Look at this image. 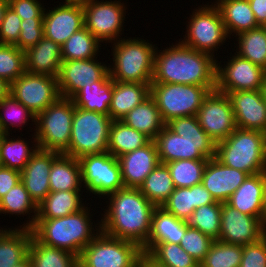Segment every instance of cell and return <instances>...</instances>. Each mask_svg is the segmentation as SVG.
<instances>
[{
	"mask_svg": "<svg viewBox=\"0 0 266 267\" xmlns=\"http://www.w3.org/2000/svg\"><path fill=\"white\" fill-rule=\"evenodd\" d=\"M106 198H108L106 200ZM101 216V231L128 240L141 248L147 243L156 206L138 188L124 187L109 194Z\"/></svg>",
	"mask_w": 266,
	"mask_h": 267,
	"instance_id": "1",
	"label": "cell"
},
{
	"mask_svg": "<svg viewBox=\"0 0 266 267\" xmlns=\"http://www.w3.org/2000/svg\"><path fill=\"white\" fill-rule=\"evenodd\" d=\"M158 49L157 46L151 83L198 85L210 91L216 89L217 56L189 48L177 40L164 50Z\"/></svg>",
	"mask_w": 266,
	"mask_h": 267,
	"instance_id": "2",
	"label": "cell"
},
{
	"mask_svg": "<svg viewBox=\"0 0 266 267\" xmlns=\"http://www.w3.org/2000/svg\"><path fill=\"white\" fill-rule=\"evenodd\" d=\"M154 142L162 164L215 157L216 143L199 125L196 115L171 119Z\"/></svg>",
	"mask_w": 266,
	"mask_h": 267,
	"instance_id": "3",
	"label": "cell"
},
{
	"mask_svg": "<svg viewBox=\"0 0 266 267\" xmlns=\"http://www.w3.org/2000/svg\"><path fill=\"white\" fill-rule=\"evenodd\" d=\"M88 204L77 213L53 219H36L31 229L42 244L80 256L82 250L101 232V221L92 219ZM94 225H93V222Z\"/></svg>",
	"mask_w": 266,
	"mask_h": 267,
	"instance_id": "4",
	"label": "cell"
},
{
	"mask_svg": "<svg viewBox=\"0 0 266 267\" xmlns=\"http://www.w3.org/2000/svg\"><path fill=\"white\" fill-rule=\"evenodd\" d=\"M126 38L121 37L112 43L110 78L121 82L151 83L157 44L139 37Z\"/></svg>",
	"mask_w": 266,
	"mask_h": 267,
	"instance_id": "5",
	"label": "cell"
},
{
	"mask_svg": "<svg viewBox=\"0 0 266 267\" xmlns=\"http://www.w3.org/2000/svg\"><path fill=\"white\" fill-rule=\"evenodd\" d=\"M215 158L248 175L261 173L266 169V133L236 128L216 143Z\"/></svg>",
	"mask_w": 266,
	"mask_h": 267,
	"instance_id": "6",
	"label": "cell"
},
{
	"mask_svg": "<svg viewBox=\"0 0 266 267\" xmlns=\"http://www.w3.org/2000/svg\"><path fill=\"white\" fill-rule=\"evenodd\" d=\"M74 103L60 97L36 115L34 134L38 149L65 154L68 151Z\"/></svg>",
	"mask_w": 266,
	"mask_h": 267,
	"instance_id": "7",
	"label": "cell"
},
{
	"mask_svg": "<svg viewBox=\"0 0 266 267\" xmlns=\"http://www.w3.org/2000/svg\"><path fill=\"white\" fill-rule=\"evenodd\" d=\"M112 119L95 111H86L74 104L71 137L65 155L79 159L108 150L109 128Z\"/></svg>",
	"mask_w": 266,
	"mask_h": 267,
	"instance_id": "8",
	"label": "cell"
},
{
	"mask_svg": "<svg viewBox=\"0 0 266 267\" xmlns=\"http://www.w3.org/2000/svg\"><path fill=\"white\" fill-rule=\"evenodd\" d=\"M142 248L101 231L78 257L80 267H140Z\"/></svg>",
	"mask_w": 266,
	"mask_h": 267,
	"instance_id": "9",
	"label": "cell"
},
{
	"mask_svg": "<svg viewBox=\"0 0 266 267\" xmlns=\"http://www.w3.org/2000/svg\"><path fill=\"white\" fill-rule=\"evenodd\" d=\"M209 3L193 9L192 15L190 14L188 18L189 21H186L188 24L183 35L184 39L181 38L179 41L189 48L215 57L218 55L216 51L224 45L229 36L218 8L214 3Z\"/></svg>",
	"mask_w": 266,
	"mask_h": 267,
	"instance_id": "10",
	"label": "cell"
},
{
	"mask_svg": "<svg viewBox=\"0 0 266 267\" xmlns=\"http://www.w3.org/2000/svg\"><path fill=\"white\" fill-rule=\"evenodd\" d=\"M209 92L207 87L198 85L150 84V96L155 100L165 123L173 118L197 115Z\"/></svg>",
	"mask_w": 266,
	"mask_h": 267,
	"instance_id": "11",
	"label": "cell"
},
{
	"mask_svg": "<svg viewBox=\"0 0 266 267\" xmlns=\"http://www.w3.org/2000/svg\"><path fill=\"white\" fill-rule=\"evenodd\" d=\"M121 1L94 0L83 4L84 27L103 45H112L124 33L123 26L128 12L125 5L127 2Z\"/></svg>",
	"mask_w": 266,
	"mask_h": 267,
	"instance_id": "12",
	"label": "cell"
},
{
	"mask_svg": "<svg viewBox=\"0 0 266 267\" xmlns=\"http://www.w3.org/2000/svg\"><path fill=\"white\" fill-rule=\"evenodd\" d=\"M82 183L86 193L101 199L124 188L118 159L109 152L80 157Z\"/></svg>",
	"mask_w": 266,
	"mask_h": 267,
	"instance_id": "13",
	"label": "cell"
},
{
	"mask_svg": "<svg viewBox=\"0 0 266 267\" xmlns=\"http://www.w3.org/2000/svg\"><path fill=\"white\" fill-rule=\"evenodd\" d=\"M229 54L224 65L216 60V90L222 93L261 90L266 70L235 52Z\"/></svg>",
	"mask_w": 266,
	"mask_h": 267,
	"instance_id": "14",
	"label": "cell"
},
{
	"mask_svg": "<svg viewBox=\"0 0 266 267\" xmlns=\"http://www.w3.org/2000/svg\"><path fill=\"white\" fill-rule=\"evenodd\" d=\"M9 93L35 115L61 97L57 77L26 71L10 84Z\"/></svg>",
	"mask_w": 266,
	"mask_h": 267,
	"instance_id": "15",
	"label": "cell"
},
{
	"mask_svg": "<svg viewBox=\"0 0 266 267\" xmlns=\"http://www.w3.org/2000/svg\"><path fill=\"white\" fill-rule=\"evenodd\" d=\"M196 116L199 125L215 143L225 140L237 128L230 100L216 89L205 97Z\"/></svg>",
	"mask_w": 266,
	"mask_h": 267,
	"instance_id": "16",
	"label": "cell"
},
{
	"mask_svg": "<svg viewBox=\"0 0 266 267\" xmlns=\"http://www.w3.org/2000/svg\"><path fill=\"white\" fill-rule=\"evenodd\" d=\"M97 58L62 62L57 76L61 97L71 99L84 86L110 78L109 63L99 62Z\"/></svg>",
	"mask_w": 266,
	"mask_h": 267,
	"instance_id": "17",
	"label": "cell"
},
{
	"mask_svg": "<svg viewBox=\"0 0 266 267\" xmlns=\"http://www.w3.org/2000/svg\"><path fill=\"white\" fill-rule=\"evenodd\" d=\"M219 241L245 246L258 242L266 235V225L258 218L239 212L221 203Z\"/></svg>",
	"mask_w": 266,
	"mask_h": 267,
	"instance_id": "18",
	"label": "cell"
},
{
	"mask_svg": "<svg viewBox=\"0 0 266 267\" xmlns=\"http://www.w3.org/2000/svg\"><path fill=\"white\" fill-rule=\"evenodd\" d=\"M47 10V11H46ZM84 27L83 5L59 2L43 16L44 37L62 45Z\"/></svg>",
	"mask_w": 266,
	"mask_h": 267,
	"instance_id": "19",
	"label": "cell"
},
{
	"mask_svg": "<svg viewBox=\"0 0 266 267\" xmlns=\"http://www.w3.org/2000/svg\"><path fill=\"white\" fill-rule=\"evenodd\" d=\"M234 112L236 127L266 133V103L261 90L225 93Z\"/></svg>",
	"mask_w": 266,
	"mask_h": 267,
	"instance_id": "20",
	"label": "cell"
},
{
	"mask_svg": "<svg viewBox=\"0 0 266 267\" xmlns=\"http://www.w3.org/2000/svg\"><path fill=\"white\" fill-rule=\"evenodd\" d=\"M60 154L37 149L21 171V181L38 206L50 192L49 174L53 161Z\"/></svg>",
	"mask_w": 266,
	"mask_h": 267,
	"instance_id": "21",
	"label": "cell"
},
{
	"mask_svg": "<svg viewBox=\"0 0 266 267\" xmlns=\"http://www.w3.org/2000/svg\"><path fill=\"white\" fill-rule=\"evenodd\" d=\"M124 187L139 188L160 163L154 140L117 158Z\"/></svg>",
	"mask_w": 266,
	"mask_h": 267,
	"instance_id": "22",
	"label": "cell"
},
{
	"mask_svg": "<svg viewBox=\"0 0 266 267\" xmlns=\"http://www.w3.org/2000/svg\"><path fill=\"white\" fill-rule=\"evenodd\" d=\"M247 177V173L225 166L214 157L207 162L202 184L215 201L224 203Z\"/></svg>",
	"mask_w": 266,
	"mask_h": 267,
	"instance_id": "23",
	"label": "cell"
},
{
	"mask_svg": "<svg viewBox=\"0 0 266 267\" xmlns=\"http://www.w3.org/2000/svg\"><path fill=\"white\" fill-rule=\"evenodd\" d=\"M264 185L262 172L248 175L226 203L239 212L258 217L264 223Z\"/></svg>",
	"mask_w": 266,
	"mask_h": 267,
	"instance_id": "24",
	"label": "cell"
},
{
	"mask_svg": "<svg viewBox=\"0 0 266 267\" xmlns=\"http://www.w3.org/2000/svg\"><path fill=\"white\" fill-rule=\"evenodd\" d=\"M62 47L43 37L25 51L26 72L57 77L62 64Z\"/></svg>",
	"mask_w": 266,
	"mask_h": 267,
	"instance_id": "25",
	"label": "cell"
},
{
	"mask_svg": "<svg viewBox=\"0 0 266 267\" xmlns=\"http://www.w3.org/2000/svg\"><path fill=\"white\" fill-rule=\"evenodd\" d=\"M214 202L210 192L200 183L190 188H175L162 207L176 218L187 221L196 208Z\"/></svg>",
	"mask_w": 266,
	"mask_h": 267,
	"instance_id": "26",
	"label": "cell"
},
{
	"mask_svg": "<svg viewBox=\"0 0 266 267\" xmlns=\"http://www.w3.org/2000/svg\"><path fill=\"white\" fill-rule=\"evenodd\" d=\"M186 232V221L176 218L163 207H156L152 214L151 230L147 243L142 247L144 256L157 243L180 244Z\"/></svg>",
	"mask_w": 266,
	"mask_h": 267,
	"instance_id": "27",
	"label": "cell"
},
{
	"mask_svg": "<svg viewBox=\"0 0 266 267\" xmlns=\"http://www.w3.org/2000/svg\"><path fill=\"white\" fill-rule=\"evenodd\" d=\"M151 83L114 81L109 116L112 120H121L137 105L150 96Z\"/></svg>",
	"mask_w": 266,
	"mask_h": 267,
	"instance_id": "28",
	"label": "cell"
},
{
	"mask_svg": "<svg viewBox=\"0 0 266 267\" xmlns=\"http://www.w3.org/2000/svg\"><path fill=\"white\" fill-rule=\"evenodd\" d=\"M229 39L242 32L258 28L248 0H215Z\"/></svg>",
	"mask_w": 266,
	"mask_h": 267,
	"instance_id": "29",
	"label": "cell"
},
{
	"mask_svg": "<svg viewBox=\"0 0 266 267\" xmlns=\"http://www.w3.org/2000/svg\"><path fill=\"white\" fill-rule=\"evenodd\" d=\"M11 227L0 234V267H14L28 257L32 230Z\"/></svg>",
	"mask_w": 266,
	"mask_h": 267,
	"instance_id": "30",
	"label": "cell"
},
{
	"mask_svg": "<svg viewBox=\"0 0 266 267\" xmlns=\"http://www.w3.org/2000/svg\"><path fill=\"white\" fill-rule=\"evenodd\" d=\"M121 121L143 133L150 140H154L166 126L156 102L151 96L133 108Z\"/></svg>",
	"mask_w": 266,
	"mask_h": 267,
	"instance_id": "31",
	"label": "cell"
},
{
	"mask_svg": "<svg viewBox=\"0 0 266 267\" xmlns=\"http://www.w3.org/2000/svg\"><path fill=\"white\" fill-rule=\"evenodd\" d=\"M49 185L50 192L84 191L79 160L60 154L51 166Z\"/></svg>",
	"mask_w": 266,
	"mask_h": 267,
	"instance_id": "32",
	"label": "cell"
},
{
	"mask_svg": "<svg viewBox=\"0 0 266 267\" xmlns=\"http://www.w3.org/2000/svg\"><path fill=\"white\" fill-rule=\"evenodd\" d=\"M83 192L86 191L49 192L37 206L36 219L60 218L79 212L87 205L81 197Z\"/></svg>",
	"mask_w": 266,
	"mask_h": 267,
	"instance_id": "33",
	"label": "cell"
},
{
	"mask_svg": "<svg viewBox=\"0 0 266 267\" xmlns=\"http://www.w3.org/2000/svg\"><path fill=\"white\" fill-rule=\"evenodd\" d=\"M1 214H5L4 216L6 214L17 215L19 218L21 215L23 218L28 215L27 218L29 220L27 219L26 223L24 221L22 225L15 226V228L32 229L34 227L37 218V205L31 199L22 181L17 183L0 199Z\"/></svg>",
	"mask_w": 266,
	"mask_h": 267,
	"instance_id": "34",
	"label": "cell"
},
{
	"mask_svg": "<svg viewBox=\"0 0 266 267\" xmlns=\"http://www.w3.org/2000/svg\"><path fill=\"white\" fill-rule=\"evenodd\" d=\"M33 134L31 135V140H33L31 142L20 137V135L17 136L18 138H12L10 134H4L0 140L1 166L21 172L38 149L36 136Z\"/></svg>",
	"mask_w": 266,
	"mask_h": 267,
	"instance_id": "35",
	"label": "cell"
},
{
	"mask_svg": "<svg viewBox=\"0 0 266 267\" xmlns=\"http://www.w3.org/2000/svg\"><path fill=\"white\" fill-rule=\"evenodd\" d=\"M114 80L96 81L80 89L71 100L76 107L86 111H95L109 116Z\"/></svg>",
	"mask_w": 266,
	"mask_h": 267,
	"instance_id": "36",
	"label": "cell"
},
{
	"mask_svg": "<svg viewBox=\"0 0 266 267\" xmlns=\"http://www.w3.org/2000/svg\"><path fill=\"white\" fill-rule=\"evenodd\" d=\"M150 139L121 120H113L109 128L108 150L116 158L146 145Z\"/></svg>",
	"mask_w": 266,
	"mask_h": 267,
	"instance_id": "37",
	"label": "cell"
},
{
	"mask_svg": "<svg viewBox=\"0 0 266 267\" xmlns=\"http://www.w3.org/2000/svg\"><path fill=\"white\" fill-rule=\"evenodd\" d=\"M32 267H76L78 256L73 253L39 242L32 236L28 251Z\"/></svg>",
	"mask_w": 266,
	"mask_h": 267,
	"instance_id": "38",
	"label": "cell"
},
{
	"mask_svg": "<svg viewBox=\"0 0 266 267\" xmlns=\"http://www.w3.org/2000/svg\"><path fill=\"white\" fill-rule=\"evenodd\" d=\"M138 189L152 204L156 207H162L175 190L167 165L159 163Z\"/></svg>",
	"mask_w": 266,
	"mask_h": 267,
	"instance_id": "39",
	"label": "cell"
},
{
	"mask_svg": "<svg viewBox=\"0 0 266 267\" xmlns=\"http://www.w3.org/2000/svg\"><path fill=\"white\" fill-rule=\"evenodd\" d=\"M235 37V53L266 70V27L259 26Z\"/></svg>",
	"mask_w": 266,
	"mask_h": 267,
	"instance_id": "40",
	"label": "cell"
},
{
	"mask_svg": "<svg viewBox=\"0 0 266 267\" xmlns=\"http://www.w3.org/2000/svg\"><path fill=\"white\" fill-rule=\"evenodd\" d=\"M35 120L36 115L10 93L0 102V128L4 134L12 135L13 128H15L14 132L17 129L21 130L28 126L29 121L32 122L30 125L33 126L35 125Z\"/></svg>",
	"mask_w": 266,
	"mask_h": 267,
	"instance_id": "41",
	"label": "cell"
},
{
	"mask_svg": "<svg viewBox=\"0 0 266 267\" xmlns=\"http://www.w3.org/2000/svg\"><path fill=\"white\" fill-rule=\"evenodd\" d=\"M102 46L103 45L85 27H83L75 32L62 45V61L96 58L101 55L100 47Z\"/></svg>",
	"mask_w": 266,
	"mask_h": 267,
	"instance_id": "42",
	"label": "cell"
},
{
	"mask_svg": "<svg viewBox=\"0 0 266 267\" xmlns=\"http://www.w3.org/2000/svg\"><path fill=\"white\" fill-rule=\"evenodd\" d=\"M145 257L157 267H199L179 244L157 243Z\"/></svg>",
	"mask_w": 266,
	"mask_h": 267,
	"instance_id": "43",
	"label": "cell"
},
{
	"mask_svg": "<svg viewBox=\"0 0 266 267\" xmlns=\"http://www.w3.org/2000/svg\"><path fill=\"white\" fill-rule=\"evenodd\" d=\"M209 159L175 160L166 163L175 188L192 187L202 183L203 173Z\"/></svg>",
	"mask_w": 266,
	"mask_h": 267,
	"instance_id": "44",
	"label": "cell"
},
{
	"mask_svg": "<svg viewBox=\"0 0 266 267\" xmlns=\"http://www.w3.org/2000/svg\"><path fill=\"white\" fill-rule=\"evenodd\" d=\"M221 221V202L203 205L194 210L187 220L188 226L198 229L213 240L219 239Z\"/></svg>",
	"mask_w": 266,
	"mask_h": 267,
	"instance_id": "45",
	"label": "cell"
},
{
	"mask_svg": "<svg viewBox=\"0 0 266 267\" xmlns=\"http://www.w3.org/2000/svg\"><path fill=\"white\" fill-rule=\"evenodd\" d=\"M243 246L214 240L199 267H240Z\"/></svg>",
	"mask_w": 266,
	"mask_h": 267,
	"instance_id": "46",
	"label": "cell"
},
{
	"mask_svg": "<svg viewBox=\"0 0 266 267\" xmlns=\"http://www.w3.org/2000/svg\"><path fill=\"white\" fill-rule=\"evenodd\" d=\"M25 71V51L15 45L0 44V78L11 84Z\"/></svg>",
	"mask_w": 266,
	"mask_h": 267,
	"instance_id": "47",
	"label": "cell"
},
{
	"mask_svg": "<svg viewBox=\"0 0 266 267\" xmlns=\"http://www.w3.org/2000/svg\"><path fill=\"white\" fill-rule=\"evenodd\" d=\"M214 240L200 232L198 229L188 226L186 221V232L180 241V246L200 264L209 252Z\"/></svg>",
	"mask_w": 266,
	"mask_h": 267,
	"instance_id": "48",
	"label": "cell"
},
{
	"mask_svg": "<svg viewBox=\"0 0 266 267\" xmlns=\"http://www.w3.org/2000/svg\"><path fill=\"white\" fill-rule=\"evenodd\" d=\"M44 37L43 19L22 20L18 43L15 45L22 51L35 46Z\"/></svg>",
	"mask_w": 266,
	"mask_h": 267,
	"instance_id": "49",
	"label": "cell"
},
{
	"mask_svg": "<svg viewBox=\"0 0 266 267\" xmlns=\"http://www.w3.org/2000/svg\"><path fill=\"white\" fill-rule=\"evenodd\" d=\"M21 18L8 6L0 25V44L16 45L21 31Z\"/></svg>",
	"mask_w": 266,
	"mask_h": 267,
	"instance_id": "50",
	"label": "cell"
},
{
	"mask_svg": "<svg viewBox=\"0 0 266 267\" xmlns=\"http://www.w3.org/2000/svg\"><path fill=\"white\" fill-rule=\"evenodd\" d=\"M240 267H266V235L258 242L243 246Z\"/></svg>",
	"mask_w": 266,
	"mask_h": 267,
	"instance_id": "51",
	"label": "cell"
},
{
	"mask_svg": "<svg viewBox=\"0 0 266 267\" xmlns=\"http://www.w3.org/2000/svg\"><path fill=\"white\" fill-rule=\"evenodd\" d=\"M9 7L21 18L43 19L45 6L39 0H8Z\"/></svg>",
	"mask_w": 266,
	"mask_h": 267,
	"instance_id": "52",
	"label": "cell"
},
{
	"mask_svg": "<svg viewBox=\"0 0 266 267\" xmlns=\"http://www.w3.org/2000/svg\"><path fill=\"white\" fill-rule=\"evenodd\" d=\"M20 181V171L0 166V199Z\"/></svg>",
	"mask_w": 266,
	"mask_h": 267,
	"instance_id": "53",
	"label": "cell"
},
{
	"mask_svg": "<svg viewBox=\"0 0 266 267\" xmlns=\"http://www.w3.org/2000/svg\"><path fill=\"white\" fill-rule=\"evenodd\" d=\"M258 26L266 27V0H248Z\"/></svg>",
	"mask_w": 266,
	"mask_h": 267,
	"instance_id": "54",
	"label": "cell"
},
{
	"mask_svg": "<svg viewBox=\"0 0 266 267\" xmlns=\"http://www.w3.org/2000/svg\"><path fill=\"white\" fill-rule=\"evenodd\" d=\"M10 84L0 78V102L9 94Z\"/></svg>",
	"mask_w": 266,
	"mask_h": 267,
	"instance_id": "55",
	"label": "cell"
},
{
	"mask_svg": "<svg viewBox=\"0 0 266 267\" xmlns=\"http://www.w3.org/2000/svg\"><path fill=\"white\" fill-rule=\"evenodd\" d=\"M263 185H264V224L266 225V169L262 172Z\"/></svg>",
	"mask_w": 266,
	"mask_h": 267,
	"instance_id": "56",
	"label": "cell"
},
{
	"mask_svg": "<svg viewBox=\"0 0 266 267\" xmlns=\"http://www.w3.org/2000/svg\"><path fill=\"white\" fill-rule=\"evenodd\" d=\"M9 6L8 0H0V25L2 23L6 9Z\"/></svg>",
	"mask_w": 266,
	"mask_h": 267,
	"instance_id": "57",
	"label": "cell"
},
{
	"mask_svg": "<svg viewBox=\"0 0 266 267\" xmlns=\"http://www.w3.org/2000/svg\"><path fill=\"white\" fill-rule=\"evenodd\" d=\"M140 267H157L154 264H152L145 256L142 258Z\"/></svg>",
	"mask_w": 266,
	"mask_h": 267,
	"instance_id": "58",
	"label": "cell"
},
{
	"mask_svg": "<svg viewBox=\"0 0 266 267\" xmlns=\"http://www.w3.org/2000/svg\"><path fill=\"white\" fill-rule=\"evenodd\" d=\"M94 0H64L65 3H73V4H85V3H88V2H92Z\"/></svg>",
	"mask_w": 266,
	"mask_h": 267,
	"instance_id": "59",
	"label": "cell"
},
{
	"mask_svg": "<svg viewBox=\"0 0 266 267\" xmlns=\"http://www.w3.org/2000/svg\"><path fill=\"white\" fill-rule=\"evenodd\" d=\"M14 267H32V265L29 258L27 257L23 262L19 263L18 265H15Z\"/></svg>",
	"mask_w": 266,
	"mask_h": 267,
	"instance_id": "60",
	"label": "cell"
},
{
	"mask_svg": "<svg viewBox=\"0 0 266 267\" xmlns=\"http://www.w3.org/2000/svg\"><path fill=\"white\" fill-rule=\"evenodd\" d=\"M261 93H262L264 102L266 103V75H265V77L263 79V85L261 87Z\"/></svg>",
	"mask_w": 266,
	"mask_h": 267,
	"instance_id": "61",
	"label": "cell"
},
{
	"mask_svg": "<svg viewBox=\"0 0 266 267\" xmlns=\"http://www.w3.org/2000/svg\"><path fill=\"white\" fill-rule=\"evenodd\" d=\"M7 226H4L3 228L0 226V234L6 229Z\"/></svg>",
	"mask_w": 266,
	"mask_h": 267,
	"instance_id": "62",
	"label": "cell"
},
{
	"mask_svg": "<svg viewBox=\"0 0 266 267\" xmlns=\"http://www.w3.org/2000/svg\"><path fill=\"white\" fill-rule=\"evenodd\" d=\"M4 135L3 131L1 130L0 128V140H1V137Z\"/></svg>",
	"mask_w": 266,
	"mask_h": 267,
	"instance_id": "63",
	"label": "cell"
}]
</instances>
